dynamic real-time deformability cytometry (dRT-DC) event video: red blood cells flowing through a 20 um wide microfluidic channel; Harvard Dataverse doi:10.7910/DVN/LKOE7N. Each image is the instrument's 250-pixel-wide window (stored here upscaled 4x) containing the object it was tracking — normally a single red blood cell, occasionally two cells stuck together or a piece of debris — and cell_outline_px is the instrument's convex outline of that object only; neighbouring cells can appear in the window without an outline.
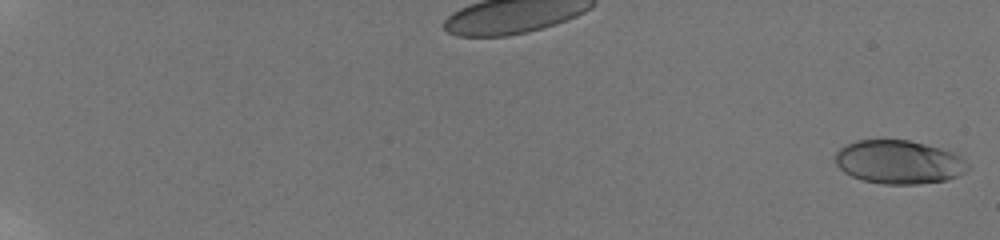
{"species": "human", "species_latin": "Homo sapiens", "temperature_condition": "room temperature", "stored_images_in_passage": 43, "camera_frame_rate_fps": 3000, "um_per_image_px": 0.085, "donor": {"sex": "male"}, "frame": {"image": 1, "passage_image": 1, "time_ms": 0.0, "image_size_px": [1000, 240], "cell_outline_px": [[968, 168], [964, 172], [948, 180], [916, 184], [884, 184], [864, 180], [852, 176], [844, 172], [836, 164], [836, 152], [844, 144], [856, 140], [908, 140], [940, 148], [952, 152], [960, 156], [968, 164]], "centroid_in_image_um": [76.38, 13.77], "position_along_channel_um": 8.6, "area_um2": 33.47}}
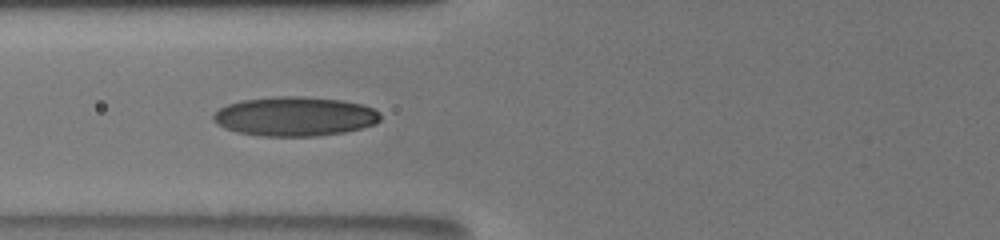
{"frame": {"image": 2, "passage_image": 17, "time_ms": 9.0, "image_size_px": [1000, 240], "cell_outline_px": [[380, 120], [376, 124], [344, 132], [316, 136], [260, 136], [236, 132], [224, 128], [216, 124], [212, 120], [212, 116], [220, 108], [228, 104], [240, 100], [272, 96], [300, 96], [340, 100], [360, 104], [372, 108], [380, 112]], "centroid_in_image_um": [25.02, 9.89], "position_along_channel_um": 100.8, "area_um2": 38.44}}
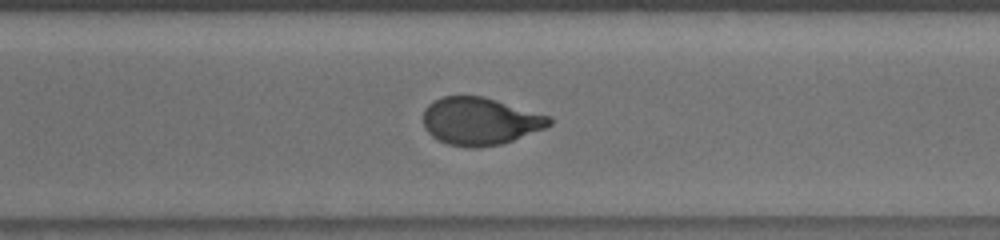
{"frame": {"image": 3, "passage_image": 32, "time_ms": 15.0, "image_size_px": [1000, 240], "cell_outline_px": [[552, 124], [544, 128], [512, 140], [500, 144], [476, 148], [468, 148], [448, 144], [432, 136], [424, 128], [424, 108], [428, 104], [444, 96], [484, 96], [552, 116]], "centroid_in_image_um": [40.81, 10.29], "position_along_channel_um": 329.8, "area_um2": 34.91}, "authors_computed_cell_mechanics": {"area_um2": 34.9112, "velocity_mm_per_s": 3.8187, "shape_relaxation_time_tau1_ms": 9.5703, "shape_relaxation_time_tau2_ms": 1.0982, "deformation_change_tau1": 0.2727, "deformation_change_tau2": 0.0619}}